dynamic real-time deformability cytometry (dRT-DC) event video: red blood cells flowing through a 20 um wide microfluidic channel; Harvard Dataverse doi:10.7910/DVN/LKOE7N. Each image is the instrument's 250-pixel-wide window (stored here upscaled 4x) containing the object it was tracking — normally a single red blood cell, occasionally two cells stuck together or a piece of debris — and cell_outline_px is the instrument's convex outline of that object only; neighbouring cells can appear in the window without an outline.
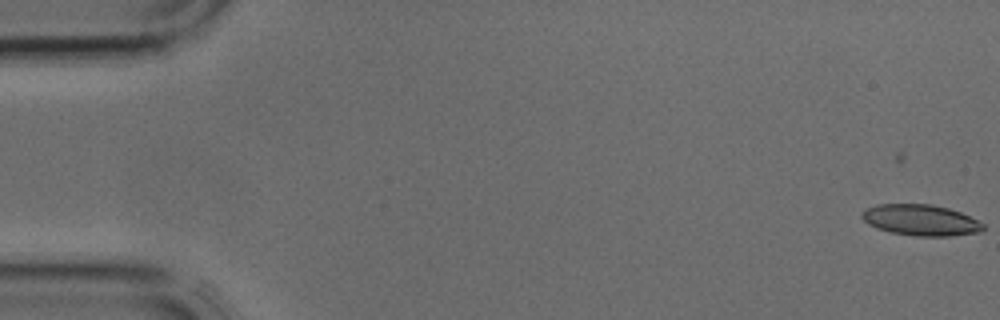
{"species": "common noctule bat (a hibernating species)", "species_latin": "Nyctalus noctula", "temperature_condition": "cold", "stored_images_in_passage": 4, "segment_of_instrument_passage": [1, 2], "camera_frame_rate_fps": 3000, "um_per_image_px": 0.085, "animal": {"sex": "male", "body_mass_g": 17.9, "forearm_length_mm": 54.2}, "frame": {"image": 1, "passage_image": 1, "time_ms": 0.0, "image_size_px": [1000, 320], "cell_outline_px": [[984, 228], [980, 232], [952, 236], [916, 236], [888, 232], [876, 228], [868, 224], [860, 216], [860, 212], [864, 208], [876, 204], [932, 204], [948, 208], [960, 212], [984, 224]], "centroid_in_image_um": [78.2, 18.71], "position_along_channel_um": 6.8, "area_um2": 22.14}}
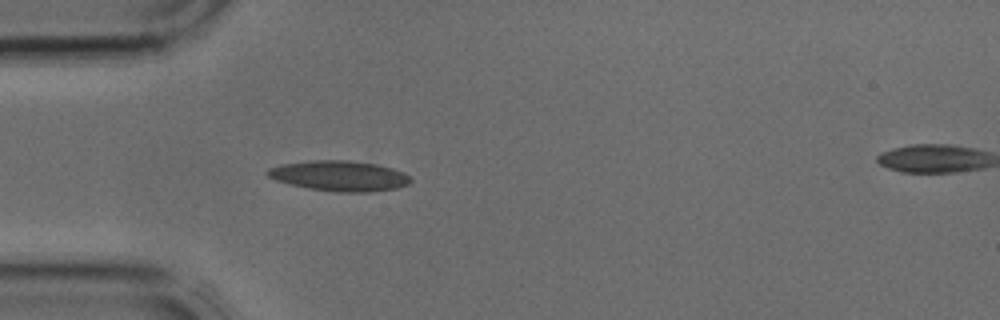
{"frame": {"image": 2, "passage_image": 3, "time_ms": 0.667, "image_size_px": [1000, 320], "cell_outline_px": [[412, 180], [408, 184], [396, 188], [368, 192], [336, 192], [308, 188], [276, 180], [268, 176], [264, 172], [268, 168], [280, 164], [312, 160], [348, 160], [376, 164], [392, 168], [404, 172]], "centroid_in_image_um": [28.83, 14.94], "position_along_channel_um": 56.2, "area_um2": 25.26}}